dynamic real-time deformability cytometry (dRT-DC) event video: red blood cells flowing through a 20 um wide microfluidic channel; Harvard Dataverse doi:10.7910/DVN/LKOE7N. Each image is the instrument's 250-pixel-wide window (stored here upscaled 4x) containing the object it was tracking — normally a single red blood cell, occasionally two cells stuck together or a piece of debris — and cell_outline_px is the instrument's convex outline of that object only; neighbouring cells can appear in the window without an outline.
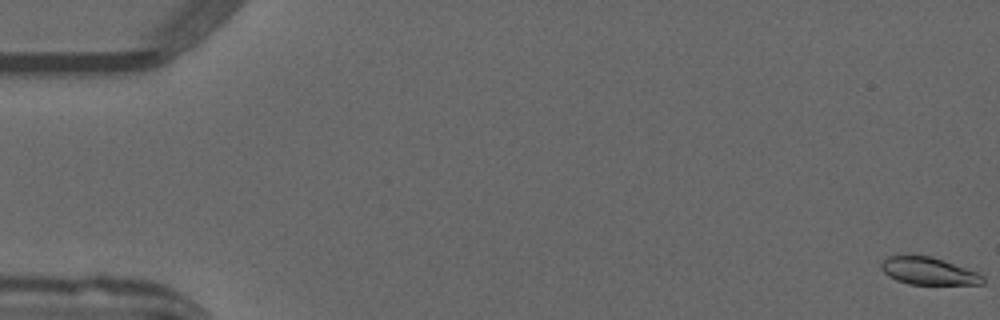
{"species": "common noctule bat (a hibernating species)", "species_latin": "Nyctalus noctula", "temperature_condition": "warm", "stored_images_in_passage": 53, "camera_frame_rate_fps": 3000, "um_per_image_px": 0.085, "animal": {"sex": "male", "forearm_length_mm": 52.5}, "frame": {"image": 1, "passage_image": 1, "time_ms": 0.0, "image_size_px": [1000, 320], "cell_outline_px": [[984, 284], [908, 284], [896, 280], [888, 276], [880, 268], [880, 264], [888, 256], [904, 252], [932, 256], [980, 272], [984, 276]], "centroid_in_image_um": [78.89, 22.99], "position_along_channel_um": 6.1, "area_um2": 16.94}}
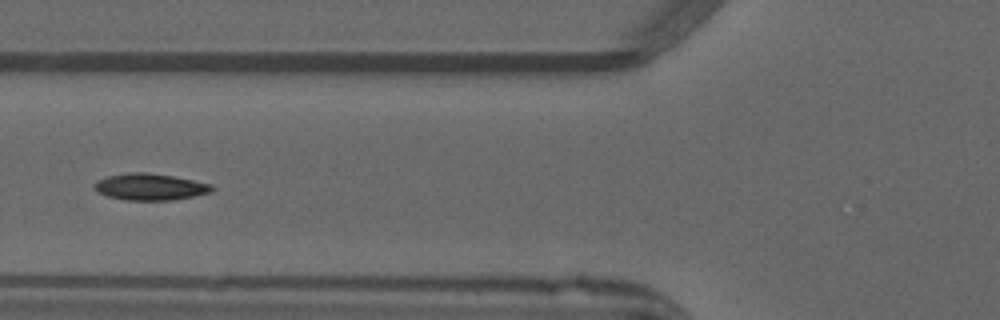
{"frame": {"image": 2, "passage_image": 21, "time_ms": 6.667, "image_size_px": [1000, 320], "cell_outline_px": [[216, 188], [212, 192], [176, 200], [128, 200], [108, 196], [92, 188], [92, 184], [96, 180], [108, 176], [128, 172], [144, 172], [172, 176], [212, 184]], "centroid_in_image_um": [12.77, 15.88], "position_along_channel_um": 113.0, "area_um2": 18.32}}
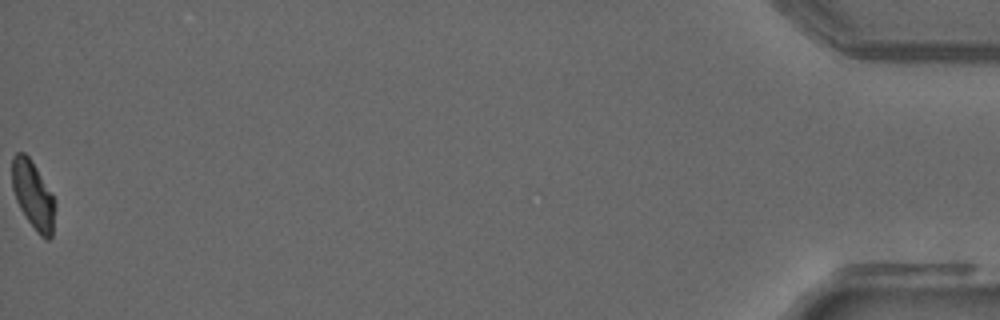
{"frame": {"image": 3, "passage_image": 53, "time_ms": 17.333, "image_size_px": [1000, 320], "cell_outline_px": [[56, 208], [52, 236], [48, 240], [44, 240], [36, 232], [20, 208], [16, 200], [12, 188], [12, 156], [16, 152], [24, 152], [28, 156], [36, 168], [52, 196], [56, 204]], "centroid_in_image_um": [2.81, 16.62], "position_along_channel_um": 432.4, "area_um2": 16.94}, "authors_computed_cell_mechanics": {"area_um2": 17.3978, "velocity_mm_per_s": 3.977, "shape_relaxation_time_tau1_ms": 6.2922, "shape_relaxation_time_tau2_ms": 2.7269, "deformation_change_tau1": 0.175, "deformation_change_tau2": 0.0694}}